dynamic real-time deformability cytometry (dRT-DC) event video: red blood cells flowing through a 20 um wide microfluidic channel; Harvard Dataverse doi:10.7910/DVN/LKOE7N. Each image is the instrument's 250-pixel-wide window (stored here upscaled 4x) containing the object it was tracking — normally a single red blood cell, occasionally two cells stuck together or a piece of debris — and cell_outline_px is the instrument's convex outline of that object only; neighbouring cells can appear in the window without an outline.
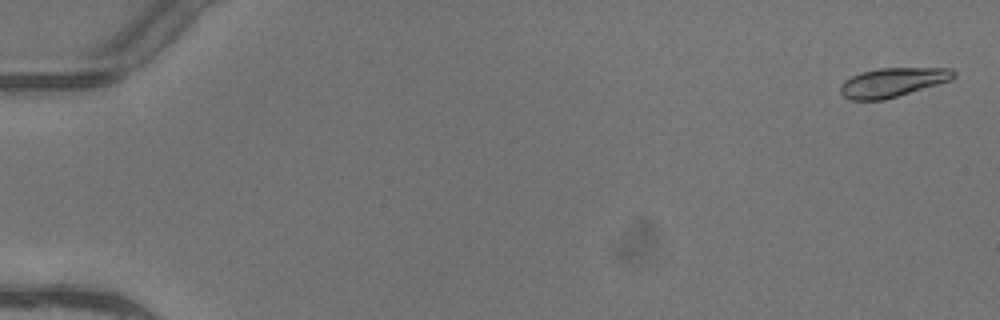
{"species": "common noctule bat (a hibernating species)", "species_latin": "Nyctalus noctula", "temperature_condition": "warm", "stored_images_in_passage": 5, "camera_frame_rate_fps": 3000, "um_per_image_px": 0.085, "animal": {"sex": "female"}, "frame": {"image": 1, "passage_image": 1, "time_ms": 0.0, "image_size_px": [1000, 320], "cell_outline_px": [[956, 76], [952, 80], [884, 100], [848, 100], [840, 92], [840, 84], [844, 80], [860, 72], [880, 68], [952, 68], [956, 72]], "centroid_in_image_um": [75.87, 7.0], "position_along_channel_um": 9.1, "area_um2": 19.36}}
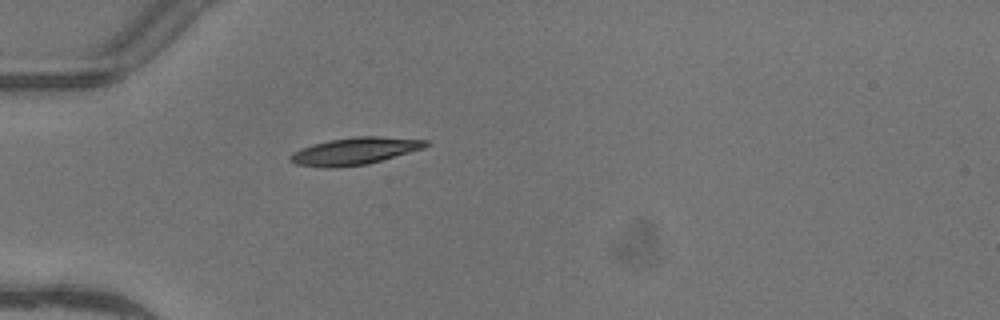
{"frame": {"image": 2, "passage_image": 5, "time_ms": 1.333, "image_size_px": [1000, 320], "cell_outline_px": [[432, 144], [424, 148], [368, 164], [336, 168], [324, 168], [296, 164], [288, 160], [288, 156], [292, 152], [300, 148], [312, 144], [328, 140], [356, 136], [380, 136], [428, 140]], "centroid_in_image_um": [30.13, 12.84], "position_along_channel_um": 54.9, "area_um2": 21.79}}